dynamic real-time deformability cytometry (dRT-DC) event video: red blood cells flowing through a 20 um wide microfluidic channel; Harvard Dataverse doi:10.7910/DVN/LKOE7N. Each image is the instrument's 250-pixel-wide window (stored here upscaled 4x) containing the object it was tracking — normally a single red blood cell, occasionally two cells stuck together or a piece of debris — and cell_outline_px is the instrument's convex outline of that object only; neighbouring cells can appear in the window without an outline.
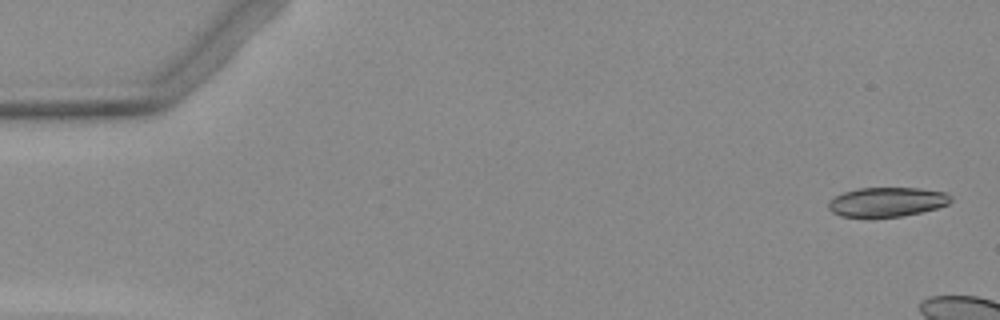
{"species": "Egyptian fruit bat (a non-hibernating species)", "species_latin": "Rousettus aegyptiacus", "temperature_condition": "warm", "stored_images_in_passage": 8, "camera_frame_rate_fps": 3000, "um_per_image_px": 0.085, "animal": {"sex": "female"}, "frame": {"image": 1, "passage_image": 1, "time_ms": 0.0, "image_size_px": [1000, 320], "cell_outline_px": [[952, 200], [948, 204], [936, 208], [920, 212], [900, 216], [872, 220], [840, 216], [832, 212], [828, 208], [828, 200], [844, 192], [860, 188], [920, 188], [948, 192], [952, 196]], "centroid_in_image_um": [75.36, 17.2], "position_along_channel_um": 9.6, "area_um2": 21.68}}
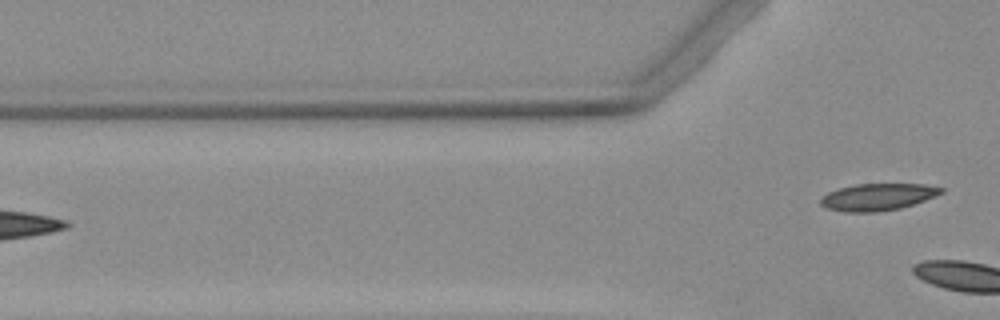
{"frame": {"image": 2, "passage_image": 8, "time_ms": 10.333, "image_size_px": [1000, 320], "cell_outline_px": [[944, 192], [936, 196], [900, 208], [876, 212], [844, 212], [824, 208], [820, 204], [820, 196], [828, 192], [840, 188], [856, 184], [924, 184], [944, 188]], "centroid_in_image_um": [74.57, 16.74], "position_along_channel_um": 51.2, "area_um2": 19.02}}